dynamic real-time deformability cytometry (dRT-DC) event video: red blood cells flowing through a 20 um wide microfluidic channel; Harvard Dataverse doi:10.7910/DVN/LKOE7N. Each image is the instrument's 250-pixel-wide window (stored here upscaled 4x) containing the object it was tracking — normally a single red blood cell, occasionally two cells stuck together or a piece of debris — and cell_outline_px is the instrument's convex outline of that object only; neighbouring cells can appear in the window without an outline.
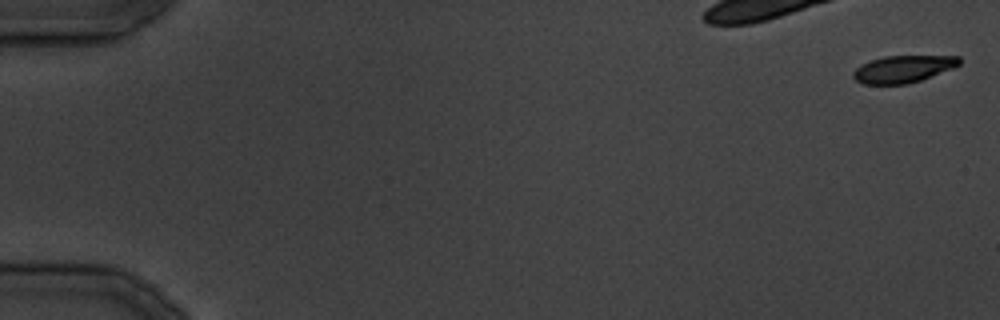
{"species": "common noctule bat (a hibernating species)", "species_latin": "Nyctalus noctula", "temperature_condition": "cold", "stored_images_in_passage": 28, "camera_frame_rate_fps": 3000, "um_per_image_px": 0.085, "animal": {"sex": "male", "body_mass_g": 19.5, "forearm_length_mm": 54.6}, "frame": {"image": 1, "passage_image": 1, "time_ms": 0.0, "image_size_px": [1000, 320], "cell_outline_px": [[960, 64], [952, 68], [920, 80], [908, 84], [864, 84], [856, 80], [852, 76], [852, 72], [860, 64], [884, 56], [960, 56]], "centroid_in_image_um": [76.73, 5.86], "position_along_channel_um": 8.3, "area_um2": 16.65}}